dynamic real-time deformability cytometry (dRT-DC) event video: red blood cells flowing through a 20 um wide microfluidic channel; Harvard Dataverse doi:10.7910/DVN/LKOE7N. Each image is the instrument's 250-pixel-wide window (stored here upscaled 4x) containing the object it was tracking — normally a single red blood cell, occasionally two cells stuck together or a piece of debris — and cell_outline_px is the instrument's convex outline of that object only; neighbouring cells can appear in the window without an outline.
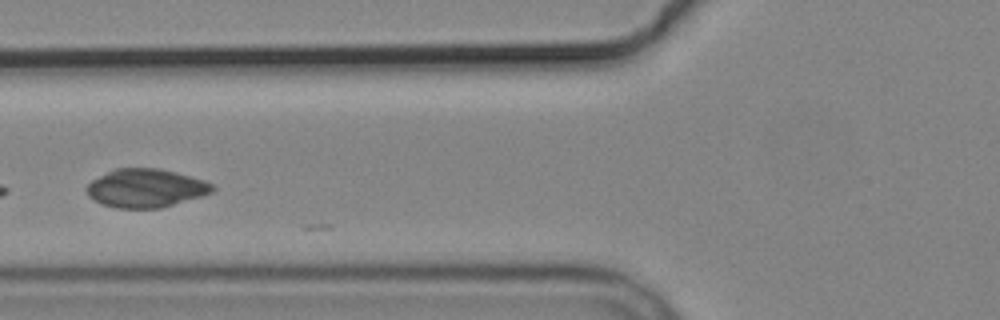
{"species": "common noctule bat (a hibernating species)", "species_latin": "Nyctalus noctula", "temperature_condition": "cold", "stored_images_in_passage": 5, "camera_frame_rate_fps": 3000, "um_per_image_px": 0.085, "animal": {"sex": "male", "body_mass_g": 19.2, "forearm_length_mm": 51.8}, "frame": {"image": 1, "passage_image": 5, "time_ms": 4.667, "image_size_px": [1000, 320], "cell_outline_px": [[216, 188], [212, 192], [200, 196], [160, 208], [116, 208], [100, 204], [88, 196], [88, 184], [92, 180], [116, 168], [160, 168], [176, 172], [204, 180], [212, 184]], "centroid_in_image_um": [12.39, 15.99], "position_along_channel_um": 113.4, "area_um2": 27.98}}